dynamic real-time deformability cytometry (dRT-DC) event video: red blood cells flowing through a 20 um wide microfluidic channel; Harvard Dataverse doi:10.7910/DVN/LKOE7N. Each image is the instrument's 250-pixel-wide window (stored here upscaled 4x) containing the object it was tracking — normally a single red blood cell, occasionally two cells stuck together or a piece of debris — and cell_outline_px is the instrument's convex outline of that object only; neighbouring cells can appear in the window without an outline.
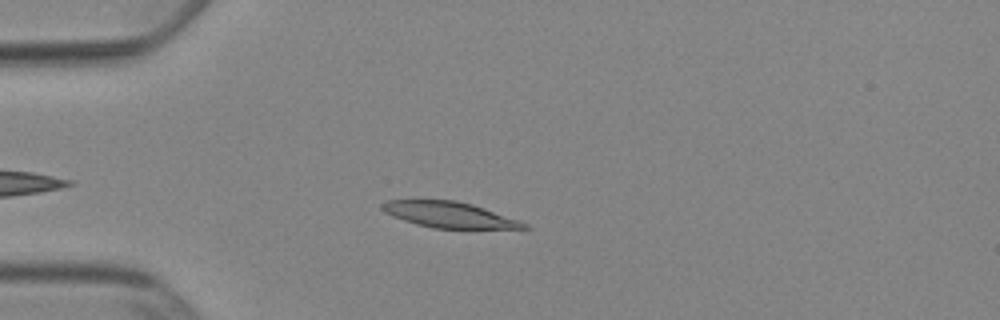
{"species": "Egyptian fruit bat (a non-hibernating species)", "species_latin": "Rousettus aegyptiacus", "temperature_condition": "cold", "stored_images_in_passage": 37, "camera_frame_rate_fps": 3000, "um_per_image_px": 0.085, "animal": {"sex": "female"}, "frame": {"image": 1, "passage_image": 7, "time_ms": 2.0, "image_size_px": [1000, 320], "cell_outline_px": [[532, 228], [432, 228], [416, 224], [392, 216], [384, 212], [380, 208], [380, 204], [388, 200], [456, 200], [472, 204], [484, 208], [528, 224]], "centroid_in_image_um": [38.12, 18.24], "position_along_channel_um": 46.9, "area_um2": 21.1}}
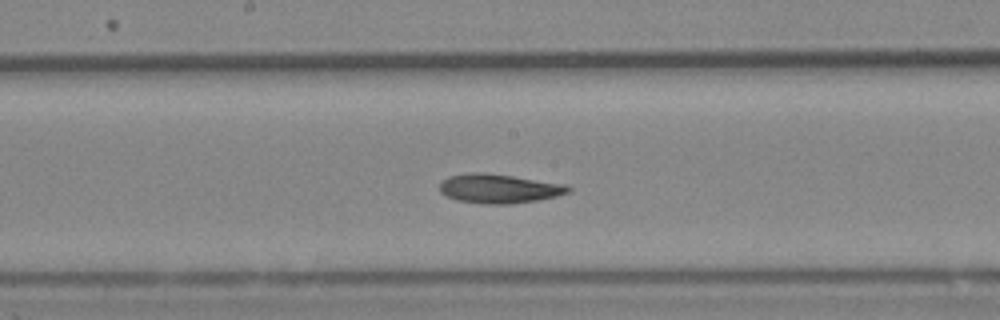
{"frame": {"image": 2, "passage_image": 21, "time_ms": 6.667, "image_size_px": [1000, 320], "cell_outline_px": [[572, 188], [568, 192], [556, 196], [536, 200], [512, 204], [484, 204], [456, 200], [440, 192], [440, 184], [448, 176], [472, 172], [476, 172], [512, 176], [568, 184]], "centroid_in_image_um": [42.43, 16.03], "position_along_channel_um": 205.8, "area_um2": 21.73}}
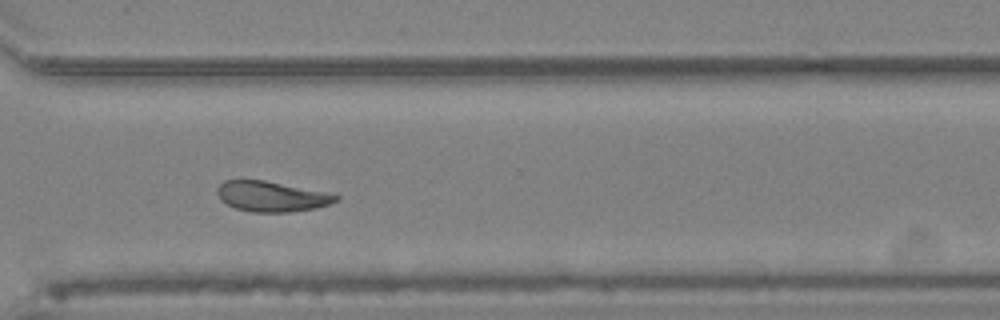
{"frame": {"image": 3, "passage_image": 32, "time_ms": 10.333, "image_size_px": [1000, 320], "cell_outline_px": [[340, 200], [316, 208], [288, 212], [252, 212], [236, 208], [220, 200], [216, 192], [216, 188], [224, 180], [264, 180], [324, 192], [340, 196]], "centroid_in_image_um": [23.05, 16.7], "position_along_channel_um": 347.5, "area_um2": 20.81}, "authors_computed_cell_mechanics": {"area_um2": 21.4438, "velocity_mm_per_s": 3.8538, "shape_relaxation_time_tau1_ms": 9.5232, "shape_relaxation_time_tau2_ms": 10.2444, "deformation_change_tau1": 0.1805, "deformation_change_tau2": 0.1658}}